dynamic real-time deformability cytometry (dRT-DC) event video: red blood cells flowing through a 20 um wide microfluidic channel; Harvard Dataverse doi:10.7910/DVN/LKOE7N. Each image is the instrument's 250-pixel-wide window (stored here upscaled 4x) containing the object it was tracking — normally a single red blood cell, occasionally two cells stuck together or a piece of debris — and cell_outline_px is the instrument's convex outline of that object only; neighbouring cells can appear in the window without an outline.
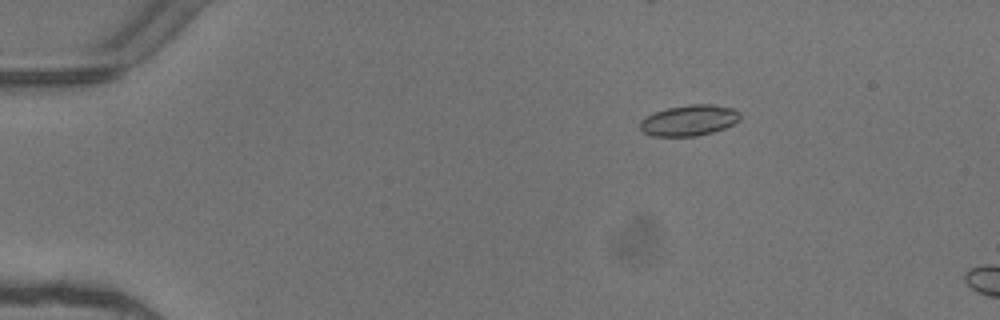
{"species": "common noctule bat (a hibernating species)", "species_latin": "Nyctalus noctula", "temperature_condition": "warm", "stored_images_in_passage": 3, "camera_frame_rate_fps": 3000, "um_per_image_px": 0.085, "animal": {"sex": "female"}, "frame": {"image": 1, "passage_image": 1, "time_ms": 0.0, "image_size_px": [1000, 320], "cell_outline_px": [[740, 120], [724, 128], [712, 132], [696, 136], [652, 136], [644, 132], [640, 128], [640, 120], [656, 112], [668, 108], [688, 104], [716, 104], [732, 108], [740, 112]], "centroid_in_image_um": [58.6, 10.22], "position_along_channel_um": 26.4, "area_um2": 17.92}}